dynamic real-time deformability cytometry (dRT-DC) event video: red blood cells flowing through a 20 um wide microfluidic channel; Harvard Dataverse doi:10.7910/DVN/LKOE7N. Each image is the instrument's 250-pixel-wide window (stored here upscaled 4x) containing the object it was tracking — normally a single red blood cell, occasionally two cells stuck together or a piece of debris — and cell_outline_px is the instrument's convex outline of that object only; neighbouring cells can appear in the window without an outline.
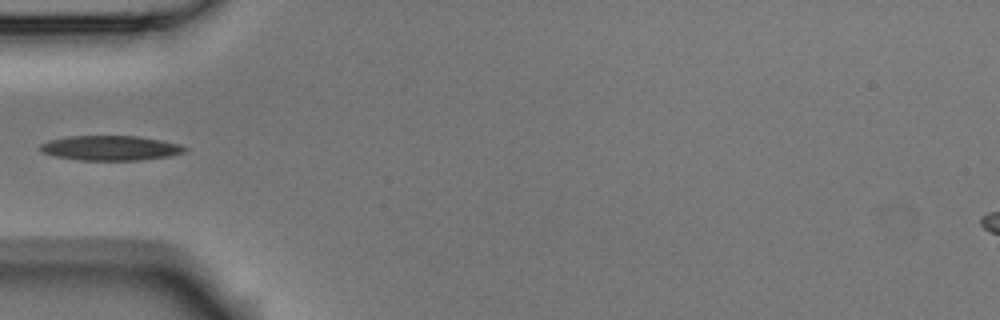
{"species": "Egyptian fruit bat (a non-hibernating species)", "species_latin": "Rousettus aegyptiacus", "temperature_condition": "room temperature", "stored_images_in_passage": 4, "camera_frame_rate_fps": 3000, "um_per_image_px": 0.085, "animal": {"sex": "male"}, "frame": {"image": 1, "passage_image": 4, "time_ms": 1.0, "image_size_px": [1000, 320], "cell_outline_px": [[188, 148], [184, 152], [168, 156], [140, 160], [80, 160], [56, 156], [40, 152], [40, 144], [48, 140], [68, 136], [136, 136], [160, 140], [180, 144]], "centroid_in_image_um": [9.36, 12.58], "position_along_channel_um": 75.6, "area_um2": 20.81}}